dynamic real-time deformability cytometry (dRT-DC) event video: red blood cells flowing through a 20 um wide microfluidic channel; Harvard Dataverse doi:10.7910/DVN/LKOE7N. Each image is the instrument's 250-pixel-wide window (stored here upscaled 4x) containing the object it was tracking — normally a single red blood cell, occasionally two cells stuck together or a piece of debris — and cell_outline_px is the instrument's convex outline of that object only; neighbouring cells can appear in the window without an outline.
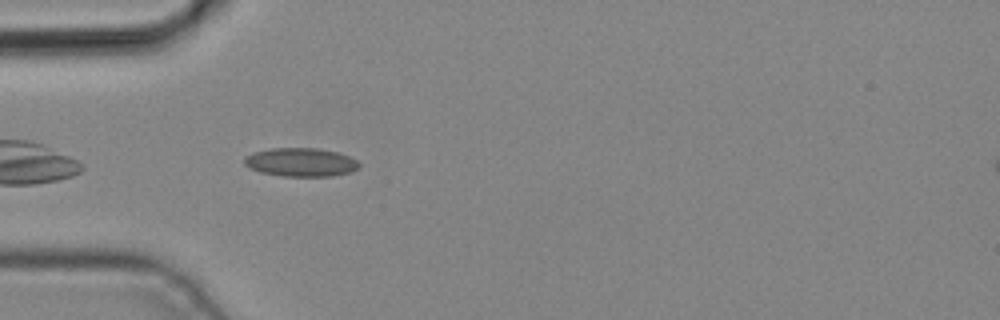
{"species": "common noctule bat (a hibernating species)", "species_latin": "Nyctalus noctula", "temperature_condition": "cold", "stored_images_in_passage": 4, "camera_frame_rate_fps": 3000, "um_per_image_px": 0.085, "animal": {"sex": "male", "body_mass_g": 19.2, "forearm_length_mm": 51.8}, "frame": {"image": 1, "passage_image": 4, "time_ms": 1.0, "image_size_px": [1000, 320], "cell_outline_px": [[360, 168], [352, 172], [332, 176], [280, 176], [260, 172], [248, 168], [244, 164], [244, 156], [252, 152], [272, 148], [320, 148], [336, 152], [348, 156], [356, 160], [360, 164]], "centroid_in_image_um": [25.55, 13.79], "position_along_channel_um": 59.5, "area_um2": 19.36}}